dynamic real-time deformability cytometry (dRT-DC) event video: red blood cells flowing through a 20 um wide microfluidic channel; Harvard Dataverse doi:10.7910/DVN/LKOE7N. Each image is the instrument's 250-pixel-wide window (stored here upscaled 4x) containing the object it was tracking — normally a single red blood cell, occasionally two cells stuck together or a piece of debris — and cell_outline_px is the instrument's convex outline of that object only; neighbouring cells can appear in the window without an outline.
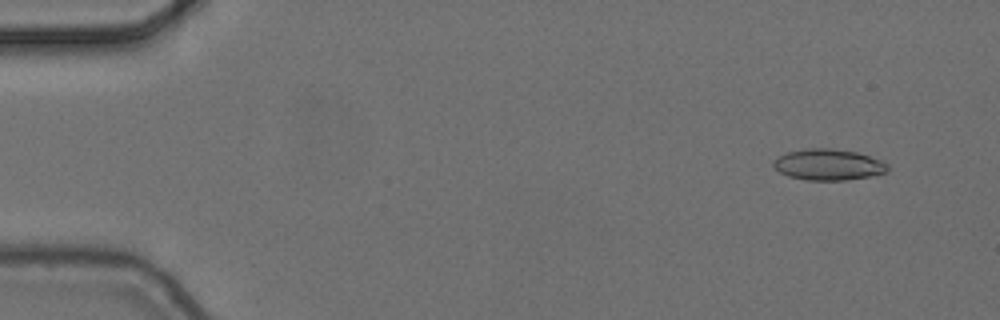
{"species": "common noctule bat (a hibernating species)", "species_latin": "Nyctalus noctula", "temperature_condition": "cold", "stored_images_in_passage": 6, "camera_frame_rate_fps": 3000, "um_per_image_px": 0.085, "animal": {"sex": "female", "body_mass_g": 24.6, "forearm_length_mm": 56.2}, "frame": {"image": 1, "passage_image": 2, "time_ms": 0.333, "image_size_px": [1000, 320], "cell_outline_px": [[888, 172], [868, 176], [844, 180], [804, 180], [788, 176], [780, 172], [772, 164], [772, 160], [788, 152], [804, 148], [832, 148], [856, 152], [884, 160], [888, 164]], "centroid_in_image_um": [70.42, 13.98], "position_along_channel_um": 14.6, "area_um2": 20.81}}
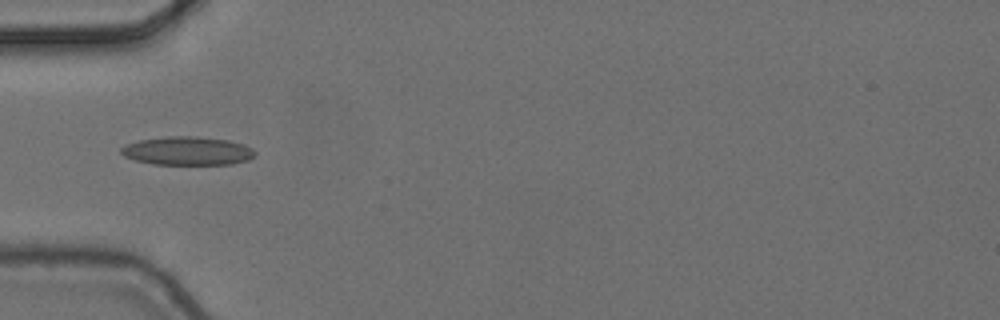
{"frame": {"image": 2, "passage_image": 6, "time_ms": 1.667, "image_size_px": [1000, 320], "cell_outline_px": [[256, 156], [248, 160], [232, 164], [152, 164], [136, 160], [124, 156], [120, 152], [120, 148], [128, 144], [140, 140], [168, 136], [196, 136], [228, 140], [244, 144], [252, 148], [256, 152]], "centroid_in_image_um": [15.97, 12.82], "position_along_channel_um": 69.0, "area_um2": 22.25}}